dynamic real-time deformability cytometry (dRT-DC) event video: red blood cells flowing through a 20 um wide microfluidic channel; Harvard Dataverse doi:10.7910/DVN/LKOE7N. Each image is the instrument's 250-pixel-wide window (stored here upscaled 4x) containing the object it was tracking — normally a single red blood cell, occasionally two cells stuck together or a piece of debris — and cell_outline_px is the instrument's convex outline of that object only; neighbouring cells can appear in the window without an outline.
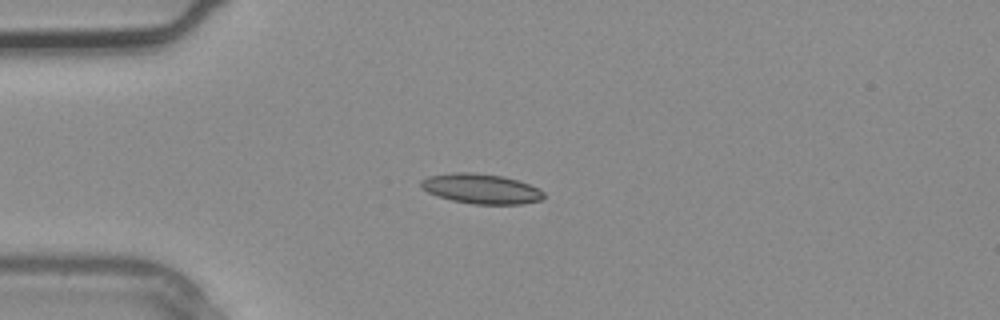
{"species": "common noctule bat (a hibernating species)", "species_latin": "Nyctalus noctula", "temperature_condition": "warm", "stored_images_in_passage": 1, "camera_frame_rate_fps": 3000, "um_per_image_px": 0.085, "animal": {"sex": "male", "body_mass_g": 20.4}, "frame": {"image": 1, "passage_image": 1, "time_ms": 0.0, "image_size_px": [1000, 320], "cell_outline_px": [[544, 196], [540, 200], [520, 204], [472, 204], [452, 200], [428, 192], [420, 188], [420, 180], [428, 176], [452, 172], [472, 172], [504, 176], [540, 188], [544, 192]], "centroid_in_image_um": [40.87, 16.03], "position_along_channel_um": 44.1, "area_um2": 21.44}}